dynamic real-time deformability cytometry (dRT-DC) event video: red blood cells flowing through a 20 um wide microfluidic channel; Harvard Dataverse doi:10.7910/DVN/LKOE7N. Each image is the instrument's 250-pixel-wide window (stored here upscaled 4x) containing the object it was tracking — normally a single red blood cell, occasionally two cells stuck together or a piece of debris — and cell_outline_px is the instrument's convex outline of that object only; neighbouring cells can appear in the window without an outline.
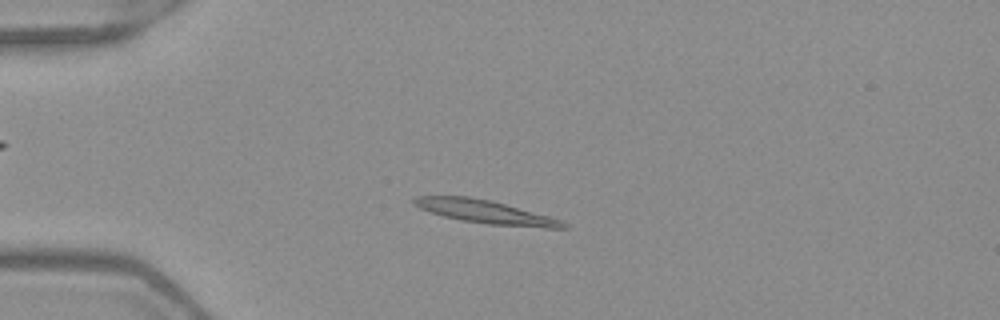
{"species": "Egyptian fruit bat (a non-hibernating species)", "species_latin": "Rousettus aegyptiacus", "temperature_condition": "warm", "stored_images_in_passage": 51, "camera_frame_rate_fps": 3000, "um_per_image_px": 0.085, "frame": {"image": 1, "passage_image": 13, "time_ms": 4.0, "image_size_px": [1000, 320], "cell_outline_px": [[572, 228], [544, 228], [488, 224], [460, 220], [444, 216], [420, 208], [412, 204], [412, 200], [416, 196], [468, 196], [488, 200], [504, 204], [548, 216], [560, 220], [568, 224]], "centroid_in_image_um": [41.26, 18.01], "position_along_channel_um": 43.7, "area_um2": 20.0}}
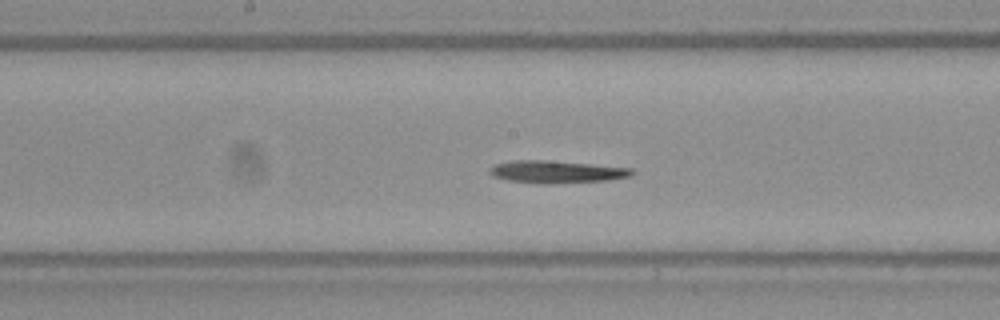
{"frame": {"image": 2, "passage_image": 27, "time_ms": 8.667, "image_size_px": [1000, 320], "cell_outline_px": [[636, 172], [632, 176], [608, 180], [552, 184], [540, 184], [508, 180], [492, 176], [488, 172], [488, 168], [496, 164], [512, 160], [544, 160], [632, 168]], "centroid_in_image_um": [47.29, 14.61], "position_along_channel_um": 200.9, "area_um2": 18.67}}
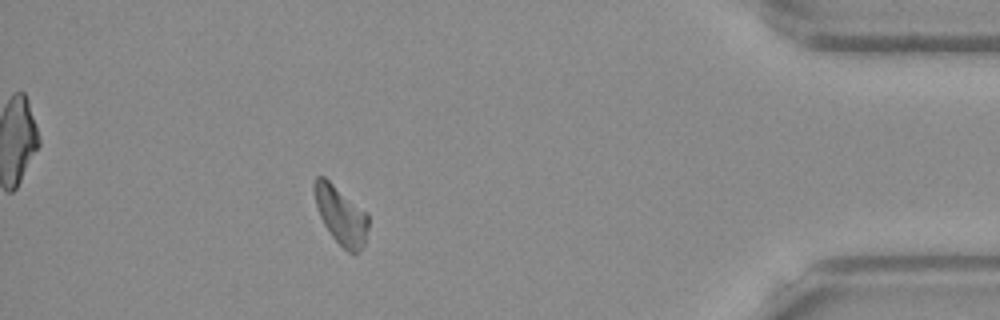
{"frame": {"image": 3, "passage_image": 46, "time_ms": 15.0, "image_size_px": [1000, 320], "cell_outline_px": [[368, 228], [364, 244], [356, 252], [348, 252], [332, 236], [324, 224], [320, 216], [316, 204], [312, 188], [312, 184], [316, 176], [324, 176], [368, 212]], "centroid_in_image_um": [28.96, 18.24], "position_along_channel_um": 406.2, "area_um2": 18.26}}